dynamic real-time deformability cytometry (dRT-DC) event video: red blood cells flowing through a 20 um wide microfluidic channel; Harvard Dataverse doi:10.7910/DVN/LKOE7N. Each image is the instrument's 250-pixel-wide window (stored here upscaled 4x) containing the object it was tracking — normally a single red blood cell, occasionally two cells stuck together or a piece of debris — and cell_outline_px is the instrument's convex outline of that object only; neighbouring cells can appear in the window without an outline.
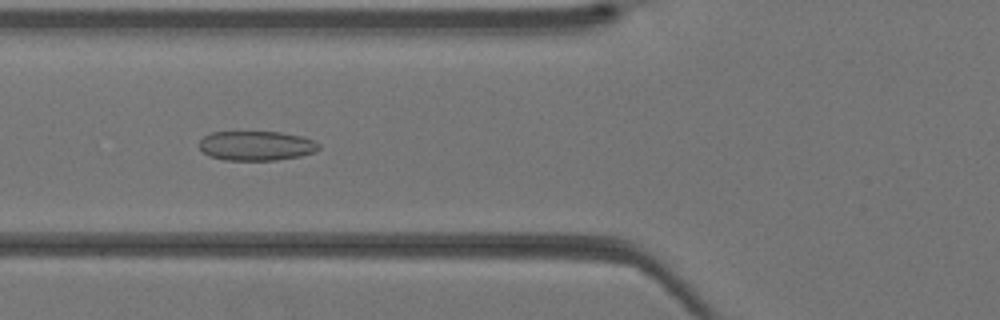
{"species": "Egyptian fruit bat (a non-hibernating species)", "species_latin": "Rousettus aegyptiacus", "temperature_condition": "warm", "stored_images_in_passage": 40, "camera_frame_rate_fps": 3000, "um_per_image_px": 0.085, "animal": {"sex": "female"}, "frame": {"image": 1, "passage_image": 15, "time_ms": 4.667, "image_size_px": [1000, 320], "cell_outline_px": [[320, 148], [316, 152], [300, 156], [276, 160], [224, 160], [212, 156], [204, 152], [200, 148], [200, 140], [204, 136], [212, 132], [280, 132], [304, 136], [320, 144]], "centroid_in_image_um": [21.83, 12.38], "position_along_channel_um": 104.0, "area_um2": 20.58}}
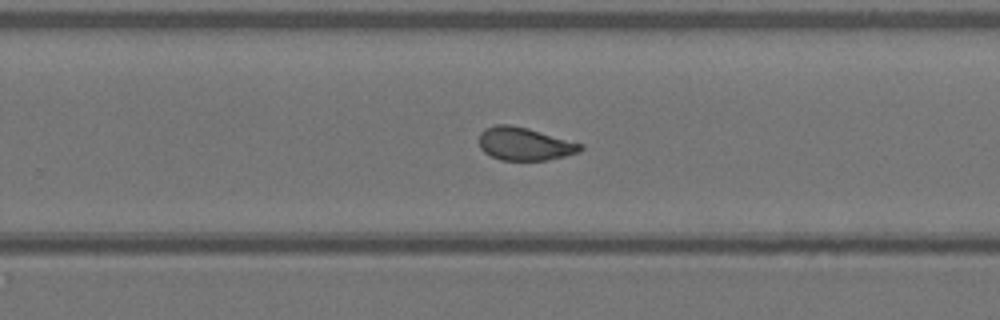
{"frame": {"image": 2, "passage_image": 26, "time_ms": 8.333, "image_size_px": [1000, 320], "cell_outline_px": [[584, 148], [580, 152], [548, 160], [500, 160], [484, 152], [480, 148], [480, 132], [484, 128], [496, 124], [508, 124], [528, 128], [584, 144]], "centroid_in_image_um": [44.6, 12.22], "position_along_channel_um": 285.2, "area_um2": 19.59}}
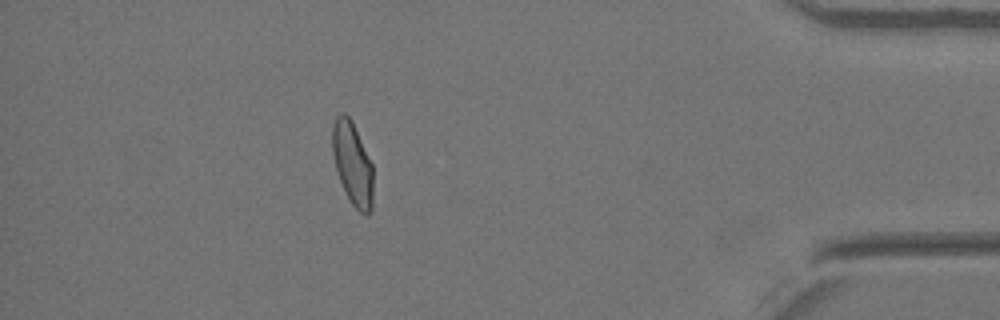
{"frame": {"image": 3, "passage_image": 36, "time_ms": 11.667, "image_size_px": [1000, 320], "cell_outline_px": [[372, 212], [368, 216], [360, 212], [352, 204], [340, 180], [336, 168], [332, 152], [332, 124], [336, 116], [340, 112], [344, 112], [352, 120], [372, 164]], "centroid_in_image_um": [29.96, 13.88], "position_along_channel_um": 405.2, "area_um2": 19.65}}